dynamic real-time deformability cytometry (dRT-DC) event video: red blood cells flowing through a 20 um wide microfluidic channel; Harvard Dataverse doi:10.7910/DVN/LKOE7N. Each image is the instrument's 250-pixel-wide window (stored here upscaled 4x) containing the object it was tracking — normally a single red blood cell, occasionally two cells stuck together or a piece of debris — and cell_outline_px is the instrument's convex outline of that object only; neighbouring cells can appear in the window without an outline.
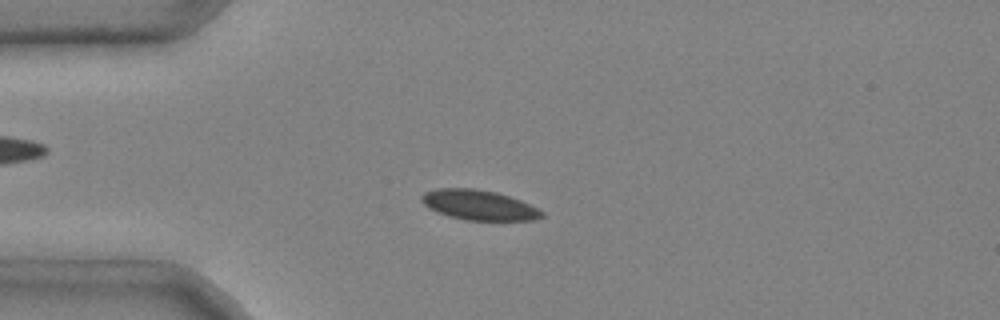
{"species": "common noctule bat (a hibernating species)", "species_latin": "Nyctalus noctula", "temperature_condition": "cold", "stored_images_in_passage": 3, "camera_frame_rate_fps": 3000, "um_per_image_px": 0.085, "animal": {"sex": "male", "body_mass_g": 20.4}, "frame": {"image": 1, "passage_image": 3, "time_ms": 0.667, "image_size_px": [1000, 320], "cell_outline_px": [[544, 216], [532, 220], [464, 220], [448, 216], [436, 212], [428, 208], [420, 200], [420, 196], [424, 192], [440, 188], [476, 188], [496, 192], [520, 200], [544, 212]], "centroid_in_image_um": [40.66, 17.42], "position_along_channel_um": 44.3, "area_um2": 21.04}}